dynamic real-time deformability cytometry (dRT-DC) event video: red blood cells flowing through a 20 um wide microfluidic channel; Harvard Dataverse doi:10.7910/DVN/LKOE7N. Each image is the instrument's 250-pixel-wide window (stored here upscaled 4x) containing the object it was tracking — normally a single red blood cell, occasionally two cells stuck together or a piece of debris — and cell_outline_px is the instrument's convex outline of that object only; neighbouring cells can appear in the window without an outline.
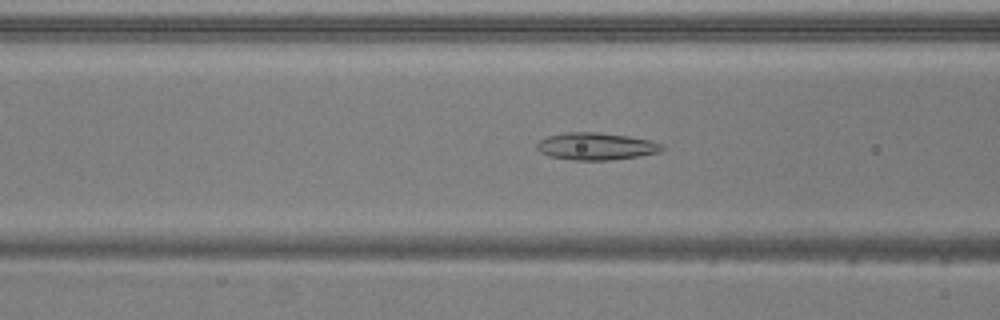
{"species": "common noctule bat (a hibernating species)", "species_latin": "Nyctalus noctula", "temperature_condition": "warm", "stored_images_in_passage": 51, "camera_frame_rate_fps": 3000, "um_per_image_px": 0.085, "animal": {"sex": "male", "body_mass_g": 20.5, "forearm_length_mm": 52.5}, "frame": {"image": 1, "passage_image": 19, "time_ms": 6.0, "image_size_px": [1000, 320], "cell_outline_px": [[664, 148], [660, 152], [636, 156], [608, 160], [572, 160], [548, 156], [540, 152], [536, 148], [536, 144], [540, 140], [548, 136], [564, 132], [600, 132], [628, 136], [648, 140], [664, 144]], "centroid_in_image_um": [50.63, 12.43], "position_along_channel_um": 116.0, "area_um2": 19.88}}
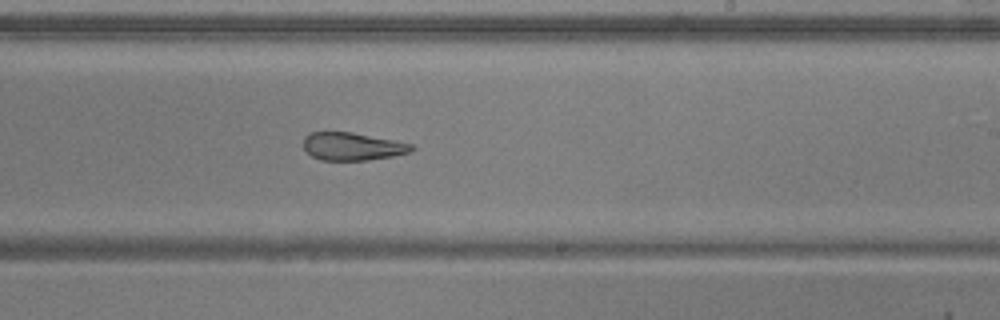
{"frame": {"image": 2, "passage_image": 30, "time_ms": 9.667, "image_size_px": [1000, 320], "cell_outline_px": [[416, 148], [408, 152], [392, 156], [368, 160], [320, 160], [312, 156], [304, 148], [304, 136], [308, 132], [352, 132], [412, 144]], "centroid_in_image_um": [29.92, 12.44], "position_along_channel_um": 259.1, "area_um2": 17.4}}
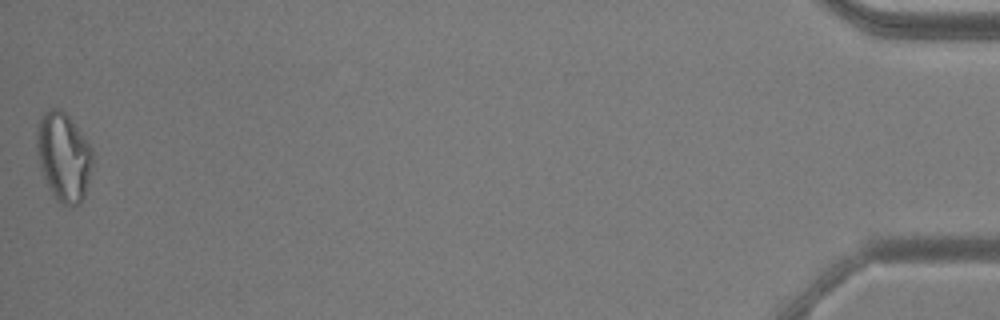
{"frame": {"image": 3, "passage_image": 51, "time_ms": 16.667, "image_size_px": [1000, 320], "cell_outline_px": [[92, 164], [84, 196], [80, 204], [64, 204], [56, 200], [48, 188], [36, 152], [36, 128], [40, 116], [48, 108], [60, 108], [68, 116], [84, 136], [92, 148]], "centroid_in_image_um": [5.38, 13.28], "position_along_channel_um": 429.8, "area_um2": 28.78}, "authors_computed_cell_mechanics": {"area_um2": 21.964, "velocity_mm_per_s": 3.897, "shape_relaxation_time_tau1_ms": null, "shape_relaxation_time_tau2_ms": 3.6282, "deformation_change_tau1": null, "deformation_change_tau2": 0.1339}}